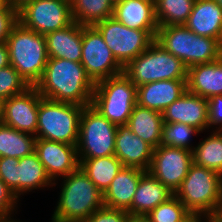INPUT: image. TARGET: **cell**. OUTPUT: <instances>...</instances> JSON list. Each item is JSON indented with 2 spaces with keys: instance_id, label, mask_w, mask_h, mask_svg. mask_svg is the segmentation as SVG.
Segmentation results:
<instances>
[{
  "instance_id": "obj_1",
  "label": "cell",
  "mask_w": 222,
  "mask_h": 222,
  "mask_svg": "<svg viewBox=\"0 0 222 222\" xmlns=\"http://www.w3.org/2000/svg\"><path fill=\"white\" fill-rule=\"evenodd\" d=\"M35 87L44 98L85 107L91 105L95 83L81 62L49 58Z\"/></svg>"
},
{
  "instance_id": "obj_2",
  "label": "cell",
  "mask_w": 222,
  "mask_h": 222,
  "mask_svg": "<svg viewBox=\"0 0 222 222\" xmlns=\"http://www.w3.org/2000/svg\"><path fill=\"white\" fill-rule=\"evenodd\" d=\"M62 180L51 222H84L104 206L103 193L80 166Z\"/></svg>"
},
{
  "instance_id": "obj_3",
  "label": "cell",
  "mask_w": 222,
  "mask_h": 222,
  "mask_svg": "<svg viewBox=\"0 0 222 222\" xmlns=\"http://www.w3.org/2000/svg\"><path fill=\"white\" fill-rule=\"evenodd\" d=\"M174 195L189 212L210 221L222 211V176L193 163Z\"/></svg>"
},
{
  "instance_id": "obj_4",
  "label": "cell",
  "mask_w": 222,
  "mask_h": 222,
  "mask_svg": "<svg viewBox=\"0 0 222 222\" xmlns=\"http://www.w3.org/2000/svg\"><path fill=\"white\" fill-rule=\"evenodd\" d=\"M6 45L10 65L29 86H35L41 80L49 59L45 36L18 21L7 37Z\"/></svg>"
},
{
  "instance_id": "obj_5",
  "label": "cell",
  "mask_w": 222,
  "mask_h": 222,
  "mask_svg": "<svg viewBox=\"0 0 222 222\" xmlns=\"http://www.w3.org/2000/svg\"><path fill=\"white\" fill-rule=\"evenodd\" d=\"M155 41L179 58L187 68L222 57V43L218 39L196 35L185 25L159 27Z\"/></svg>"
},
{
  "instance_id": "obj_6",
  "label": "cell",
  "mask_w": 222,
  "mask_h": 222,
  "mask_svg": "<svg viewBox=\"0 0 222 222\" xmlns=\"http://www.w3.org/2000/svg\"><path fill=\"white\" fill-rule=\"evenodd\" d=\"M187 72L184 63L156 41L123 68L136 87L162 80H187Z\"/></svg>"
},
{
  "instance_id": "obj_7",
  "label": "cell",
  "mask_w": 222,
  "mask_h": 222,
  "mask_svg": "<svg viewBox=\"0 0 222 222\" xmlns=\"http://www.w3.org/2000/svg\"><path fill=\"white\" fill-rule=\"evenodd\" d=\"M83 106L42 97L39 102L36 139L77 145Z\"/></svg>"
},
{
  "instance_id": "obj_8",
  "label": "cell",
  "mask_w": 222,
  "mask_h": 222,
  "mask_svg": "<svg viewBox=\"0 0 222 222\" xmlns=\"http://www.w3.org/2000/svg\"><path fill=\"white\" fill-rule=\"evenodd\" d=\"M137 104V87L124 74L95 83L91 106L108 121L126 125Z\"/></svg>"
},
{
  "instance_id": "obj_9",
  "label": "cell",
  "mask_w": 222,
  "mask_h": 222,
  "mask_svg": "<svg viewBox=\"0 0 222 222\" xmlns=\"http://www.w3.org/2000/svg\"><path fill=\"white\" fill-rule=\"evenodd\" d=\"M117 126L91 105L83 108L77 141L78 159L112 156L115 152Z\"/></svg>"
},
{
  "instance_id": "obj_10",
  "label": "cell",
  "mask_w": 222,
  "mask_h": 222,
  "mask_svg": "<svg viewBox=\"0 0 222 222\" xmlns=\"http://www.w3.org/2000/svg\"><path fill=\"white\" fill-rule=\"evenodd\" d=\"M93 26L100 32L103 40L123 68L144 52L155 41L157 34V30L128 28L114 17L99 21Z\"/></svg>"
},
{
  "instance_id": "obj_11",
  "label": "cell",
  "mask_w": 222,
  "mask_h": 222,
  "mask_svg": "<svg viewBox=\"0 0 222 222\" xmlns=\"http://www.w3.org/2000/svg\"><path fill=\"white\" fill-rule=\"evenodd\" d=\"M87 75L94 83L123 73L112 51L94 26L82 25V58Z\"/></svg>"
},
{
  "instance_id": "obj_12",
  "label": "cell",
  "mask_w": 222,
  "mask_h": 222,
  "mask_svg": "<svg viewBox=\"0 0 222 222\" xmlns=\"http://www.w3.org/2000/svg\"><path fill=\"white\" fill-rule=\"evenodd\" d=\"M18 21L28 29L46 35L73 22L71 4L64 0H34L18 10Z\"/></svg>"
},
{
  "instance_id": "obj_13",
  "label": "cell",
  "mask_w": 222,
  "mask_h": 222,
  "mask_svg": "<svg viewBox=\"0 0 222 222\" xmlns=\"http://www.w3.org/2000/svg\"><path fill=\"white\" fill-rule=\"evenodd\" d=\"M192 164V151L160 145L153 151L148 172L175 194Z\"/></svg>"
},
{
  "instance_id": "obj_14",
  "label": "cell",
  "mask_w": 222,
  "mask_h": 222,
  "mask_svg": "<svg viewBox=\"0 0 222 222\" xmlns=\"http://www.w3.org/2000/svg\"><path fill=\"white\" fill-rule=\"evenodd\" d=\"M42 96L35 86L4 100L6 126L36 136L39 102Z\"/></svg>"
},
{
  "instance_id": "obj_15",
  "label": "cell",
  "mask_w": 222,
  "mask_h": 222,
  "mask_svg": "<svg viewBox=\"0 0 222 222\" xmlns=\"http://www.w3.org/2000/svg\"><path fill=\"white\" fill-rule=\"evenodd\" d=\"M34 152L38 155L54 185L61 177H65L76 170L80 164L75 145L36 139Z\"/></svg>"
},
{
  "instance_id": "obj_16",
  "label": "cell",
  "mask_w": 222,
  "mask_h": 222,
  "mask_svg": "<svg viewBox=\"0 0 222 222\" xmlns=\"http://www.w3.org/2000/svg\"><path fill=\"white\" fill-rule=\"evenodd\" d=\"M163 123H183L201 133L208 129L207 99L188 90L162 112Z\"/></svg>"
},
{
  "instance_id": "obj_17",
  "label": "cell",
  "mask_w": 222,
  "mask_h": 222,
  "mask_svg": "<svg viewBox=\"0 0 222 222\" xmlns=\"http://www.w3.org/2000/svg\"><path fill=\"white\" fill-rule=\"evenodd\" d=\"M154 148L135 135L126 125H118L115 137L114 155L123 166L148 171Z\"/></svg>"
},
{
  "instance_id": "obj_18",
  "label": "cell",
  "mask_w": 222,
  "mask_h": 222,
  "mask_svg": "<svg viewBox=\"0 0 222 222\" xmlns=\"http://www.w3.org/2000/svg\"><path fill=\"white\" fill-rule=\"evenodd\" d=\"M147 171L123 166L103 193V205L111 209H122L131 215V203L140 178Z\"/></svg>"
},
{
  "instance_id": "obj_19",
  "label": "cell",
  "mask_w": 222,
  "mask_h": 222,
  "mask_svg": "<svg viewBox=\"0 0 222 222\" xmlns=\"http://www.w3.org/2000/svg\"><path fill=\"white\" fill-rule=\"evenodd\" d=\"M187 91V80H162L137 87V104L162 113Z\"/></svg>"
},
{
  "instance_id": "obj_20",
  "label": "cell",
  "mask_w": 222,
  "mask_h": 222,
  "mask_svg": "<svg viewBox=\"0 0 222 222\" xmlns=\"http://www.w3.org/2000/svg\"><path fill=\"white\" fill-rule=\"evenodd\" d=\"M184 25L196 35L222 43V7L215 0H196Z\"/></svg>"
},
{
  "instance_id": "obj_21",
  "label": "cell",
  "mask_w": 222,
  "mask_h": 222,
  "mask_svg": "<svg viewBox=\"0 0 222 222\" xmlns=\"http://www.w3.org/2000/svg\"><path fill=\"white\" fill-rule=\"evenodd\" d=\"M45 36L49 58H64L80 62L82 58V25L73 21L67 27Z\"/></svg>"
},
{
  "instance_id": "obj_22",
  "label": "cell",
  "mask_w": 222,
  "mask_h": 222,
  "mask_svg": "<svg viewBox=\"0 0 222 222\" xmlns=\"http://www.w3.org/2000/svg\"><path fill=\"white\" fill-rule=\"evenodd\" d=\"M187 90L205 99L222 95V57L188 68Z\"/></svg>"
},
{
  "instance_id": "obj_23",
  "label": "cell",
  "mask_w": 222,
  "mask_h": 222,
  "mask_svg": "<svg viewBox=\"0 0 222 222\" xmlns=\"http://www.w3.org/2000/svg\"><path fill=\"white\" fill-rule=\"evenodd\" d=\"M51 186H55L54 182L48 176L35 152L19 159L15 173V196L19 200L21 195L32 190H41Z\"/></svg>"
},
{
  "instance_id": "obj_24",
  "label": "cell",
  "mask_w": 222,
  "mask_h": 222,
  "mask_svg": "<svg viewBox=\"0 0 222 222\" xmlns=\"http://www.w3.org/2000/svg\"><path fill=\"white\" fill-rule=\"evenodd\" d=\"M112 17L132 29L157 30L159 28L154 4L146 0H122L114 5Z\"/></svg>"
},
{
  "instance_id": "obj_25",
  "label": "cell",
  "mask_w": 222,
  "mask_h": 222,
  "mask_svg": "<svg viewBox=\"0 0 222 222\" xmlns=\"http://www.w3.org/2000/svg\"><path fill=\"white\" fill-rule=\"evenodd\" d=\"M174 195L148 171L140 178L131 203V215H147Z\"/></svg>"
},
{
  "instance_id": "obj_26",
  "label": "cell",
  "mask_w": 222,
  "mask_h": 222,
  "mask_svg": "<svg viewBox=\"0 0 222 222\" xmlns=\"http://www.w3.org/2000/svg\"><path fill=\"white\" fill-rule=\"evenodd\" d=\"M162 113L136 104L128 119L127 126L154 149L161 145Z\"/></svg>"
},
{
  "instance_id": "obj_27",
  "label": "cell",
  "mask_w": 222,
  "mask_h": 222,
  "mask_svg": "<svg viewBox=\"0 0 222 222\" xmlns=\"http://www.w3.org/2000/svg\"><path fill=\"white\" fill-rule=\"evenodd\" d=\"M78 160L81 169L102 193L106 191L111 181L123 167L115 155Z\"/></svg>"
},
{
  "instance_id": "obj_28",
  "label": "cell",
  "mask_w": 222,
  "mask_h": 222,
  "mask_svg": "<svg viewBox=\"0 0 222 222\" xmlns=\"http://www.w3.org/2000/svg\"><path fill=\"white\" fill-rule=\"evenodd\" d=\"M36 137L5 124L0 125V157L23 158L35 150Z\"/></svg>"
},
{
  "instance_id": "obj_29",
  "label": "cell",
  "mask_w": 222,
  "mask_h": 222,
  "mask_svg": "<svg viewBox=\"0 0 222 222\" xmlns=\"http://www.w3.org/2000/svg\"><path fill=\"white\" fill-rule=\"evenodd\" d=\"M193 163L213 170L222 176V131L211 130L198 145L194 147Z\"/></svg>"
},
{
  "instance_id": "obj_30",
  "label": "cell",
  "mask_w": 222,
  "mask_h": 222,
  "mask_svg": "<svg viewBox=\"0 0 222 222\" xmlns=\"http://www.w3.org/2000/svg\"><path fill=\"white\" fill-rule=\"evenodd\" d=\"M114 6L109 0H73L71 15L73 21L84 26H93L113 15Z\"/></svg>"
},
{
  "instance_id": "obj_31",
  "label": "cell",
  "mask_w": 222,
  "mask_h": 222,
  "mask_svg": "<svg viewBox=\"0 0 222 222\" xmlns=\"http://www.w3.org/2000/svg\"><path fill=\"white\" fill-rule=\"evenodd\" d=\"M196 0H156L155 17L159 27L184 25Z\"/></svg>"
},
{
  "instance_id": "obj_32",
  "label": "cell",
  "mask_w": 222,
  "mask_h": 222,
  "mask_svg": "<svg viewBox=\"0 0 222 222\" xmlns=\"http://www.w3.org/2000/svg\"><path fill=\"white\" fill-rule=\"evenodd\" d=\"M201 132L194 127L183 123H164L162 128L161 145L188 149L193 151L191 145L193 135Z\"/></svg>"
},
{
  "instance_id": "obj_33",
  "label": "cell",
  "mask_w": 222,
  "mask_h": 222,
  "mask_svg": "<svg viewBox=\"0 0 222 222\" xmlns=\"http://www.w3.org/2000/svg\"><path fill=\"white\" fill-rule=\"evenodd\" d=\"M188 213L189 211L185 208V205L173 195L154 210H151L146 216L151 222H179Z\"/></svg>"
},
{
  "instance_id": "obj_34",
  "label": "cell",
  "mask_w": 222,
  "mask_h": 222,
  "mask_svg": "<svg viewBox=\"0 0 222 222\" xmlns=\"http://www.w3.org/2000/svg\"><path fill=\"white\" fill-rule=\"evenodd\" d=\"M29 87L13 66L8 65L0 69V99L7 100L23 93Z\"/></svg>"
},
{
  "instance_id": "obj_35",
  "label": "cell",
  "mask_w": 222,
  "mask_h": 222,
  "mask_svg": "<svg viewBox=\"0 0 222 222\" xmlns=\"http://www.w3.org/2000/svg\"><path fill=\"white\" fill-rule=\"evenodd\" d=\"M19 199L0 179V222H9L14 220L12 214L17 213ZM12 217V218H11Z\"/></svg>"
},
{
  "instance_id": "obj_36",
  "label": "cell",
  "mask_w": 222,
  "mask_h": 222,
  "mask_svg": "<svg viewBox=\"0 0 222 222\" xmlns=\"http://www.w3.org/2000/svg\"><path fill=\"white\" fill-rule=\"evenodd\" d=\"M130 214L122 209H111L103 206L95 211L84 222H129Z\"/></svg>"
},
{
  "instance_id": "obj_37",
  "label": "cell",
  "mask_w": 222,
  "mask_h": 222,
  "mask_svg": "<svg viewBox=\"0 0 222 222\" xmlns=\"http://www.w3.org/2000/svg\"><path fill=\"white\" fill-rule=\"evenodd\" d=\"M208 130L222 131V95H214L207 99ZM214 127V128H213Z\"/></svg>"
},
{
  "instance_id": "obj_38",
  "label": "cell",
  "mask_w": 222,
  "mask_h": 222,
  "mask_svg": "<svg viewBox=\"0 0 222 222\" xmlns=\"http://www.w3.org/2000/svg\"><path fill=\"white\" fill-rule=\"evenodd\" d=\"M18 158L0 157V179L8 186L15 195V173Z\"/></svg>"
},
{
  "instance_id": "obj_39",
  "label": "cell",
  "mask_w": 222,
  "mask_h": 222,
  "mask_svg": "<svg viewBox=\"0 0 222 222\" xmlns=\"http://www.w3.org/2000/svg\"><path fill=\"white\" fill-rule=\"evenodd\" d=\"M18 22V11L7 5L0 10V43L6 42L12 27Z\"/></svg>"
},
{
  "instance_id": "obj_40",
  "label": "cell",
  "mask_w": 222,
  "mask_h": 222,
  "mask_svg": "<svg viewBox=\"0 0 222 222\" xmlns=\"http://www.w3.org/2000/svg\"><path fill=\"white\" fill-rule=\"evenodd\" d=\"M9 63V52L6 42L0 43V69L7 67Z\"/></svg>"
},
{
  "instance_id": "obj_41",
  "label": "cell",
  "mask_w": 222,
  "mask_h": 222,
  "mask_svg": "<svg viewBox=\"0 0 222 222\" xmlns=\"http://www.w3.org/2000/svg\"><path fill=\"white\" fill-rule=\"evenodd\" d=\"M179 222H209L205 217L189 212L181 221Z\"/></svg>"
},
{
  "instance_id": "obj_42",
  "label": "cell",
  "mask_w": 222,
  "mask_h": 222,
  "mask_svg": "<svg viewBox=\"0 0 222 222\" xmlns=\"http://www.w3.org/2000/svg\"><path fill=\"white\" fill-rule=\"evenodd\" d=\"M34 0H7L8 5L15 8L17 11L21 9L25 4Z\"/></svg>"
},
{
  "instance_id": "obj_43",
  "label": "cell",
  "mask_w": 222,
  "mask_h": 222,
  "mask_svg": "<svg viewBox=\"0 0 222 222\" xmlns=\"http://www.w3.org/2000/svg\"><path fill=\"white\" fill-rule=\"evenodd\" d=\"M129 222H151L146 215H130Z\"/></svg>"
},
{
  "instance_id": "obj_44",
  "label": "cell",
  "mask_w": 222,
  "mask_h": 222,
  "mask_svg": "<svg viewBox=\"0 0 222 222\" xmlns=\"http://www.w3.org/2000/svg\"><path fill=\"white\" fill-rule=\"evenodd\" d=\"M4 122V100L0 99V125Z\"/></svg>"
},
{
  "instance_id": "obj_45",
  "label": "cell",
  "mask_w": 222,
  "mask_h": 222,
  "mask_svg": "<svg viewBox=\"0 0 222 222\" xmlns=\"http://www.w3.org/2000/svg\"><path fill=\"white\" fill-rule=\"evenodd\" d=\"M209 222H222V211L212 218Z\"/></svg>"
},
{
  "instance_id": "obj_46",
  "label": "cell",
  "mask_w": 222,
  "mask_h": 222,
  "mask_svg": "<svg viewBox=\"0 0 222 222\" xmlns=\"http://www.w3.org/2000/svg\"><path fill=\"white\" fill-rule=\"evenodd\" d=\"M7 5V0H0V10H3Z\"/></svg>"
},
{
  "instance_id": "obj_47",
  "label": "cell",
  "mask_w": 222,
  "mask_h": 222,
  "mask_svg": "<svg viewBox=\"0 0 222 222\" xmlns=\"http://www.w3.org/2000/svg\"><path fill=\"white\" fill-rule=\"evenodd\" d=\"M111 2V4L114 6L117 3L121 2L122 0H109Z\"/></svg>"
},
{
  "instance_id": "obj_48",
  "label": "cell",
  "mask_w": 222,
  "mask_h": 222,
  "mask_svg": "<svg viewBox=\"0 0 222 222\" xmlns=\"http://www.w3.org/2000/svg\"><path fill=\"white\" fill-rule=\"evenodd\" d=\"M222 7V0H215Z\"/></svg>"
},
{
  "instance_id": "obj_49",
  "label": "cell",
  "mask_w": 222,
  "mask_h": 222,
  "mask_svg": "<svg viewBox=\"0 0 222 222\" xmlns=\"http://www.w3.org/2000/svg\"><path fill=\"white\" fill-rule=\"evenodd\" d=\"M146 1H149V2H151L153 4H155V2H156V0H146Z\"/></svg>"
},
{
  "instance_id": "obj_50",
  "label": "cell",
  "mask_w": 222,
  "mask_h": 222,
  "mask_svg": "<svg viewBox=\"0 0 222 222\" xmlns=\"http://www.w3.org/2000/svg\"><path fill=\"white\" fill-rule=\"evenodd\" d=\"M9 222H19V221L15 218V220H12V221H9Z\"/></svg>"
},
{
  "instance_id": "obj_51",
  "label": "cell",
  "mask_w": 222,
  "mask_h": 222,
  "mask_svg": "<svg viewBox=\"0 0 222 222\" xmlns=\"http://www.w3.org/2000/svg\"><path fill=\"white\" fill-rule=\"evenodd\" d=\"M64 1H67V2H69L71 4L73 0H64Z\"/></svg>"
}]
</instances>
